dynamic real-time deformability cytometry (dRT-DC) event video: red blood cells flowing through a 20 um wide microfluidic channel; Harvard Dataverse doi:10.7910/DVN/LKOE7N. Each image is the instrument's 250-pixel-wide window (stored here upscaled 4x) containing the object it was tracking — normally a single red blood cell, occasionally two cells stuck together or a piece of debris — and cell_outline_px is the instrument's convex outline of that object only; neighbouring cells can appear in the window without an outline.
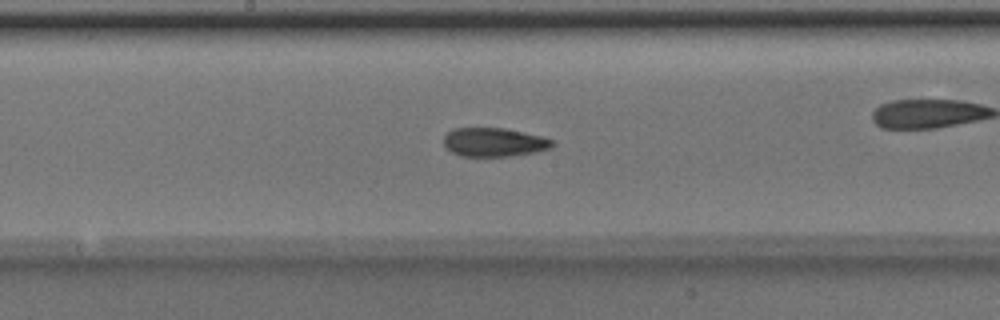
{"species": "Egyptian fruit bat (a non-hibernating species)", "species_latin": "Rousettus aegyptiacus", "temperature_condition": "room temperature", "stored_images_in_passage": 45, "camera_frame_rate_fps": 3000, "um_per_image_px": 0.085, "animal": {"sex": "male"}, "frame": {"image": 1, "passage_image": 20, "time_ms": 6.333, "image_size_px": [1000, 320], "cell_outline_px": [[556, 144], [552, 148], [536, 152], [508, 156], [460, 156], [452, 152], [444, 144], [444, 136], [452, 128], [504, 128], [540, 136], [552, 140]], "centroid_in_image_um": [42.0, 12.09], "position_along_channel_um": 206.2, "area_um2": 18.15}}
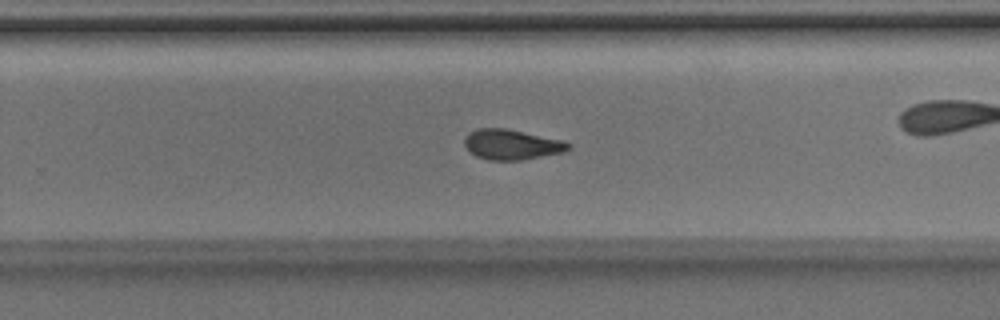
{"frame": {"image": 2, "passage_image": 26, "time_ms": 8.333, "image_size_px": [1000, 320], "cell_outline_px": [[572, 144], [564, 152], [520, 160], [488, 160], [476, 156], [464, 144], [464, 140], [468, 132], [480, 128], [504, 128], [564, 140]], "centroid_in_image_um": [43.5, 12.28], "position_along_channel_um": 286.3, "area_um2": 18.15}}
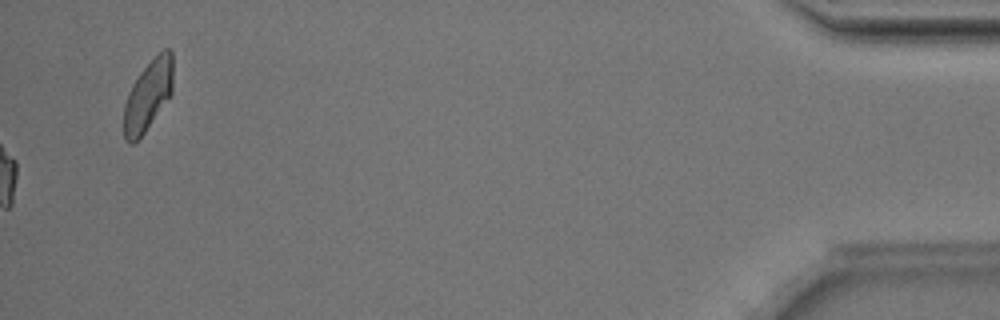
{"frame": {"image": 3, "passage_image": 45, "time_ms": 14.667, "image_size_px": [1000, 320], "cell_outline_px": [[172, 92], [144, 132], [132, 144], [128, 144], [124, 140], [124, 104], [128, 92], [132, 84], [140, 72], [164, 48], [168, 48], [172, 52]], "centroid_in_image_um": [12.56, 8.11], "position_along_channel_um": 422.6, "area_um2": 19.77}, "authors_computed_cell_mechanics": {"area_um2": 18.3226, "velocity_mm_per_s": 4.0238, "shape_relaxation_time_tau1_ms": 4.2586, "shape_relaxation_time_tau2_ms": 3.1867, "deformation_change_tau1": 0.1523, "deformation_change_tau2": 0.0889}}